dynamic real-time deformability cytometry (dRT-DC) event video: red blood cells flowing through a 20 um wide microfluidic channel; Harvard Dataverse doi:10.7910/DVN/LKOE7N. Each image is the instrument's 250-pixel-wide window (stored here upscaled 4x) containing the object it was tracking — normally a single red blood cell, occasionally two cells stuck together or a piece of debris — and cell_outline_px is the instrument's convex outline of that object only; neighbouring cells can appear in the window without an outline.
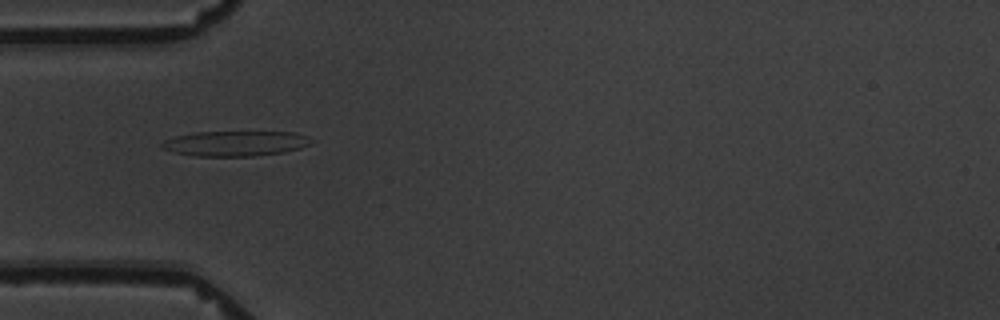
{"species": "common noctule bat (a hibernating species)", "species_latin": "Nyctalus noctula", "temperature_condition": "warm", "stored_images_in_passage": 8, "camera_frame_rate_fps": 3000, "um_per_image_px": 0.085, "animal": {"sex": "male", "body_mass_g": 19.5, "forearm_length_mm": 54.6}, "frame": {"image": 1, "passage_image": 5, "time_ms": 4.667, "image_size_px": [1000, 320], "cell_outline_px": [[312, 144], [300, 148], [284, 152], [256, 156], [192, 156], [160, 148], [160, 144], [164, 140], [176, 136], [196, 132], [296, 132], [308, 136], [312, 140]], "centroid_in_image_um": [20.03, 12.19], "position_along_channel_um": 65.0, "area_um2": 22.02}}
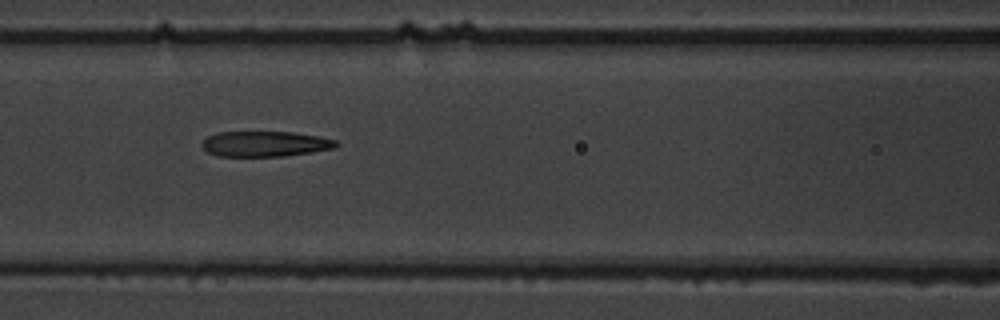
{"frame": {"image": 2, "passage_image": 7, "time_ms": 7.0, "image_size_px": [1000, 320], "cell_outline_px": [[340, 144], [336, 148], [312, 152], [284, 156], [216, 156], [208, 152], [200, 144], [208, 136], [216, 132], [292, 132], [320, 136], [336, 140]], "centroid_in_image_um": [22.56, 12.23], "position_along_channel_um": 144.0, "area_um2": 20.0}}
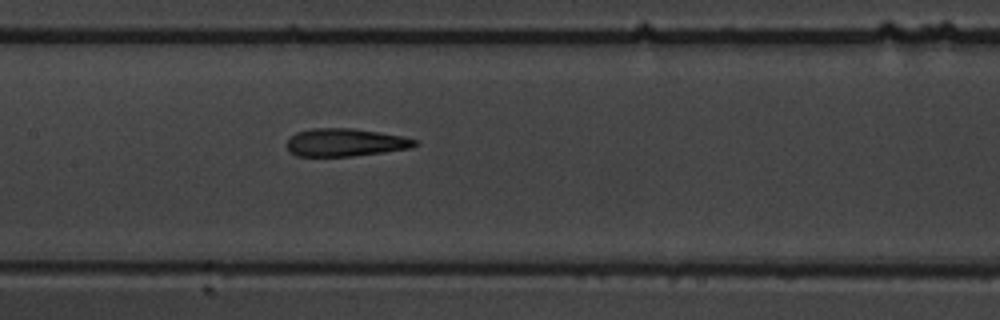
{"frame": {"image": 3, "passage_image": 8, "time_ms": 8.0, "image_size_px": [1000, 320], "cell_outline_px": [[416, 144], [412, 148], [352, 156], [296, 156], [288, 152], [288, 140], [296, 132], [312, 128], [352, 128], [380, 132], [404, 136], [416, 140]], "centroid_in_image_um": [29.34, 12.1], "position_along_channel_um": 178.1, "area_um2": 20.75}}